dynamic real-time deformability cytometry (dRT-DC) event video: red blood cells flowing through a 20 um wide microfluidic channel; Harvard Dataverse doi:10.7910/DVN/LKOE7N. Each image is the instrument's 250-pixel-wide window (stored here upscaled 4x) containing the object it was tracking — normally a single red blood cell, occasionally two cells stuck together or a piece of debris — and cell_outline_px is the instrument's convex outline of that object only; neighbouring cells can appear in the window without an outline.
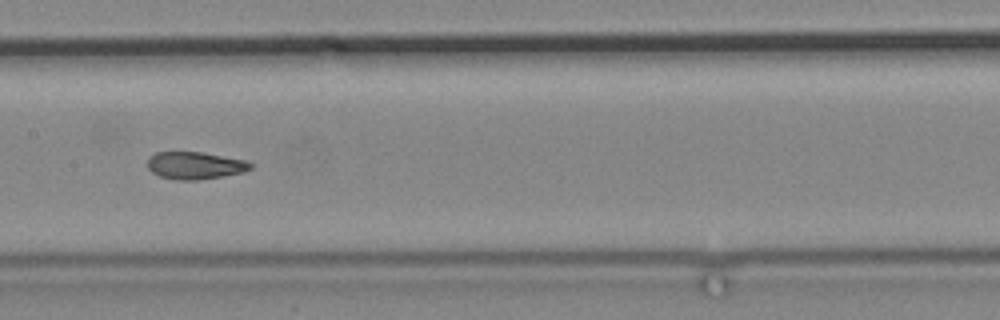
{"species": "common noctule bat (a hibernating species)", "species_latin": "Nyctalus noctula", "temperature_condition": "cold", "stored_images_in_passage": 14, "camera_frame_rate_fps": 3000, "um_per_image_px": 0.085, "animal": {"sex": "male", "body_mass_g": 19.2, "forearm_length_mm": 51.8}, "frame": {"image": 1, "passage_image": 12, "time_ms": 14.333, "image_size_px": [1000, 320], "cell_outline_px": [[252, 168], [244, 172], [200, 180], [176, 180], [160, 176], [152, 172], [148, 168], [148, 156], [156, 152], [200, 152], [244, 160], [252, 164]], "centroid_in_image_um": [16.55, 14.07], "position_along_channel_um": 190.9, "area_um2": 16.36}}
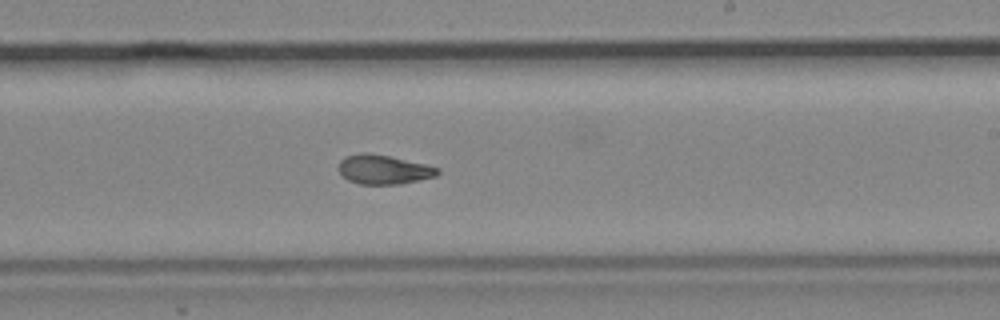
{"frame": {"image": 2, "passage_image": 14, "time_ms": 16.333, "image_size_px": [1000, 320], "cell_outline_px": [[440, 172], [436, 176], [400, 184], [360, 184], [348, 180], [336, 168], [340, 160], [344, 156], [360, 152], [368, 152], [388, 156], [424, 164], [440, 168]], "centroid_in_image_um": [32.56, 14.4], "position_along_channel_um": 256.4, "area_um2": 16.94}}